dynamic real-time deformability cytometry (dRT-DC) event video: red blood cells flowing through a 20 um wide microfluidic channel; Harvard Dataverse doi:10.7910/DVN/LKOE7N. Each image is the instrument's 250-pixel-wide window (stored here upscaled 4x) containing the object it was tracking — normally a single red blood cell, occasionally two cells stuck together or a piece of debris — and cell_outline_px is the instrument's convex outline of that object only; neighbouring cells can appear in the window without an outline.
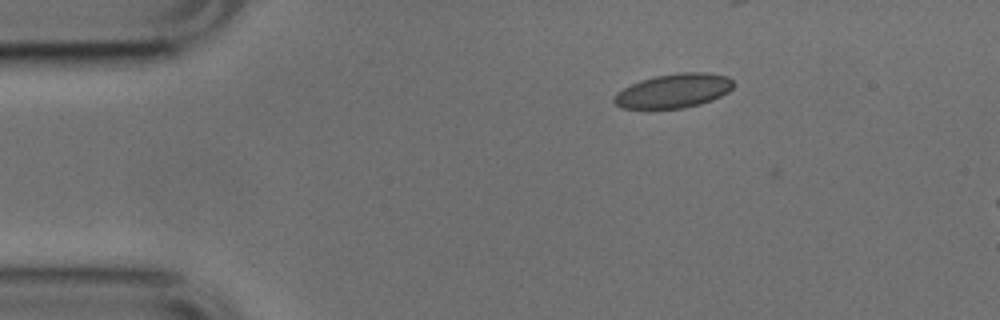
{"species": "common noctule bat (a hibernating species)", "species_latin": "Nyctalus noctula", "temperature_condition": "cold", "stored_images_in_passage": 3, "camera_frame_rate_fps": 3000, "um_per_image_px": 0.085, "animal": {"sex": "male", "body_mass_g": 17.9, "forearm_length_mm": 54.2}, "frame": {"image": 1, "passage_image": 2, "time_ms": 0.333, "image_size_px": [1000, 320], "cell_outline_px": [[736, 84], [728, 92], [712, 100], [700, 104], [684, 108], [620, 108], [612, 100], [616, 92], [640, 80], [656, 76], [676, 72], [708, 72], [728, 76]], "centroid_in_image_um": [57.28, 7.71], "position_along_channel_um": 27.7, "area_um2": 23.87}}